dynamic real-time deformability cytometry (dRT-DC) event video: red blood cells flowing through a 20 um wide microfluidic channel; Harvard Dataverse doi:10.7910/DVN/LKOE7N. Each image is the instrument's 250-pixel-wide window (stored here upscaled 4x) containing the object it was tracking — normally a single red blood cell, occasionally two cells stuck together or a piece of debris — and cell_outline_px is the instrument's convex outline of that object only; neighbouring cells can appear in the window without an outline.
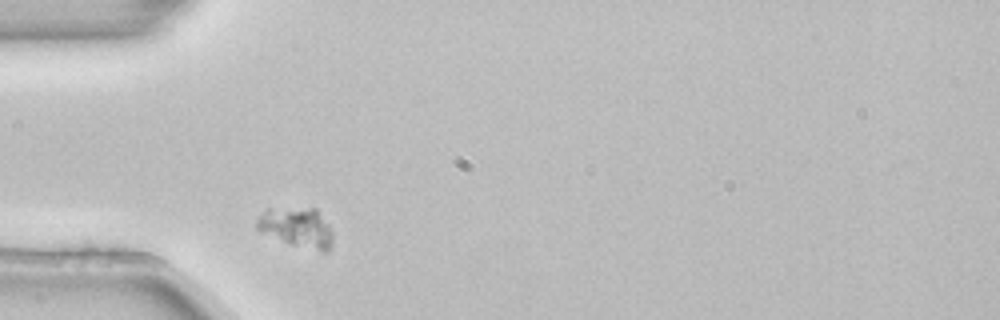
{"species": "common noctule bat (a hibernating species)", "species_latin": "Nyctalus noctula", "temperature_condition": "room temperature", "stored_images_in_passage": 2, "camera_frame_rate_fps": 3000, "um_per_image_px": 0.085, "animal": {"sex": "female", "body_mass_g": 22.7, "forearm_length_mm": 54.2}, "frame": {"image": 1, "passage_image": 1, "time_ms": 0.0, "image_size_px": [1000, 320], "cell_outline_px": [[332, 248], [328, 252], [324, 252], [292, 244], [256, 228], [256, 220], [268, 208], [316, 208], [328, 224], [332, 232]], "centroid_in_image_um": [25.29, 19.32], "position_along_channel_um": 59.7, "area_um2": 17.22}}